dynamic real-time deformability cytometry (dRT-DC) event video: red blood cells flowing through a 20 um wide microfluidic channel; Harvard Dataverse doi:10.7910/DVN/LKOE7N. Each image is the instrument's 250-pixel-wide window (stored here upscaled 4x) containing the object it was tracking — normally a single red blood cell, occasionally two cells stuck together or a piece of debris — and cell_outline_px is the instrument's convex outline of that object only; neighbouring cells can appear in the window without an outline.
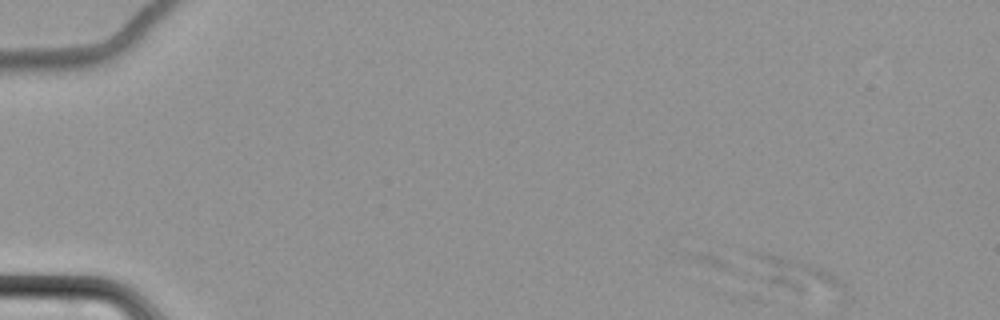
{"species": "common noctule bat (a hibernating species)", "species_latin": "Nyctalus noctula", "temperature_condition": "cold", "stored_images_in_passage": 7, "camera_frame_rate_fps": 3000, "um_per_image_px": 0.085, "animal": {"sex": "female", "body_mass_g": 22.7, "forearm_length_mm": 54.2}, "frame": {"image": 1, "passage_image": 2, "time_ms": 1.0, "image_size_px": [1000, 320], "cell_outline_px": [[844, 304], [840, 304], [800, 292], [776, 284], [768, 280], [756, 256], [756, 252], [768, 252], [808, 264], [828, 272], [836, 276], [844, 284]], "centroid_in_image_um": [68.14, 23.57], "position_along_channel_um": 16.9, "area_um2": 17.22}}